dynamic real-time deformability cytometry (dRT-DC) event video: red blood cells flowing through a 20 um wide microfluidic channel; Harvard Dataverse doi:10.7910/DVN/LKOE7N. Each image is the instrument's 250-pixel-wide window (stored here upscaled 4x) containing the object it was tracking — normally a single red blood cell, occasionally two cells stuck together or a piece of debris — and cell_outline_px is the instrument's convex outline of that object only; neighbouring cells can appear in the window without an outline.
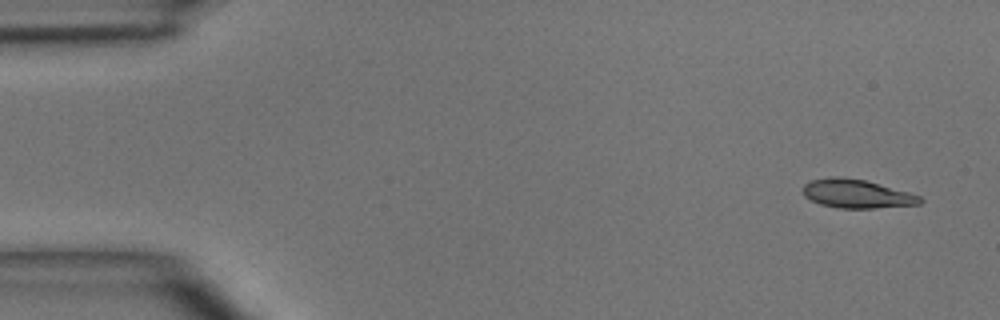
{"species": "common noctule bat (a hibernating species)", "species_latin": "Nyctalus noctula", "temperature_condition": "room temperature", "stored_images_in_passage": 4, "camera_frame_rate_fps": 3000, "um_per_image_px": 0.085, "animal": {"sex": "male", "body_mass_g": 15.6}, "frame": {"image": 1, "passage_image": 1, "time_ms": 0.0, "image_size_px": [1000, 320], "cell_outline_px": [[924, 200], [920, 204], [872, 208], [840, 208], [820, 204], [804, 196], [804, 184], [812, 180], [832, 176], [836, 176], [864, 180], [908, 192], [920, 196]], "centroid_in_image_um": [72.82, 16.47], "position_along_channel_um": 12.2, "area_um2": 19.25}}
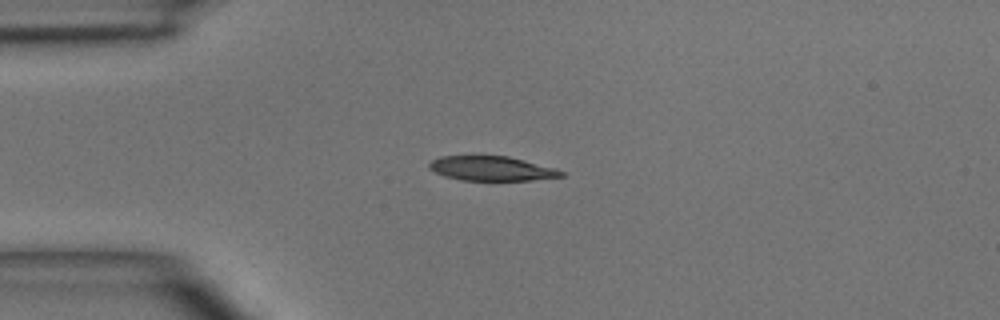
{"frame": {"image": 2, "passage_image": 3, "time_ms": 3.0, "image_size_px": [1000, 320], "cell_outline_px": [[564, 176], [532, 180], [464, 180], [444, 176], [428, 168], [428, 164], [432, 160], [440, 156], [508, 156], [556, 168], [564, 172]], "centroid_in_image_um": [41.79, 14.32], "position_along_channel_um": 43.2, "area_um2": 18.73}}